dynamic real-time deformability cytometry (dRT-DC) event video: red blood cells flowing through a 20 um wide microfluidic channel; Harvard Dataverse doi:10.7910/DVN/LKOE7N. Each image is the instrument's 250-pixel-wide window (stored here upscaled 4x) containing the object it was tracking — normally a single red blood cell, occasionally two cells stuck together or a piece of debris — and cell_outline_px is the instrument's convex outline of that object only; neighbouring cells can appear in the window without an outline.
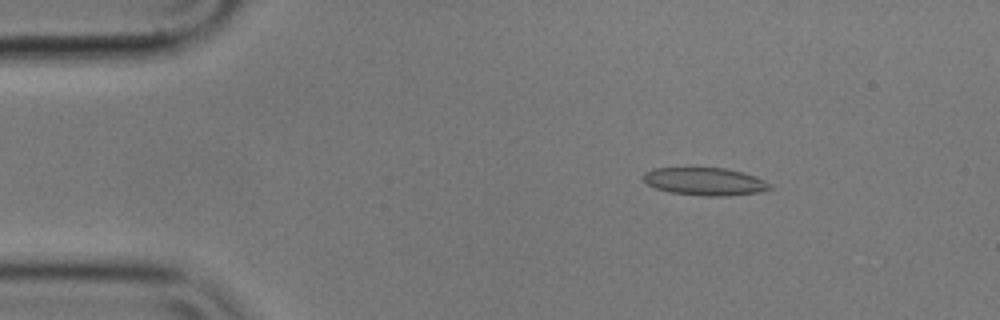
{"species": "common noctule bat (a hibernating species)", "species_latin": "Nyctalus noctula", "temperature_condition": "cold", "stored_images_in_passage": 4, "camera_frame_rate_fps": 3000, "um_per_image_px": 0.085, "animal": {"sex": "male", "body_mass_g": 17.9}, "frame": {"image": 1, "passage_image": 2, "time_ms": 0.333, "image_size_px": [1000, 320], "cell_outline_px": [[772, 188], [760, 192], [728, 196], [704, 196], [668, 192], [656, 188], [648, 184], [640, 176], [644, 172], [652, 168], [724, 168], [740, 172], [764, 180], [772, 184]], "centroid_in_image_um": [59.88, 15.43], "position_along_channel_um": 25.1, "area_um2": 20.46}}